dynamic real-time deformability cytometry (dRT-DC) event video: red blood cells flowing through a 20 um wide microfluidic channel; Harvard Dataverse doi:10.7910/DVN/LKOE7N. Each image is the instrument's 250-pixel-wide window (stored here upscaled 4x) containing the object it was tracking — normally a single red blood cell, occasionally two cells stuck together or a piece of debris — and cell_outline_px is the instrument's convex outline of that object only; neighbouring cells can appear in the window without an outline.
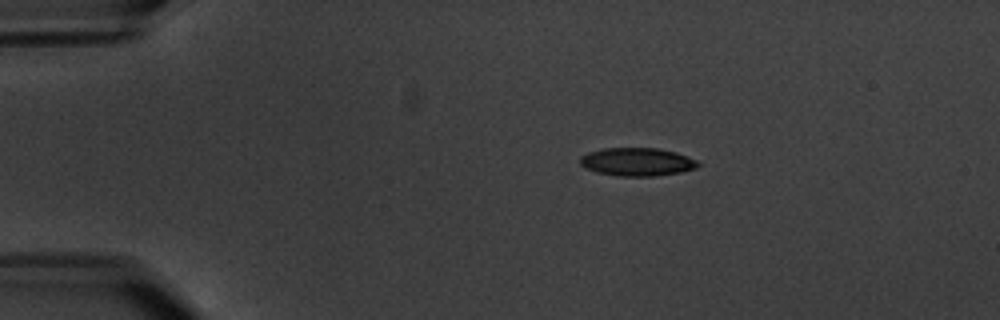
{"species": "common noctule bat (a hibernating species)", "species_latin": "Nyctalus noctula", "temperature_condition": "warm", "stored_images_in_passage": 3, "camera_frame_rate_fps": 3000, "um_per_image_px": 0.085, "animal": {"sex": "male", "body_mass_g": 20.1, "forearm_length_mm": 53.5}, "frame": {"image": 1, "passage_image": 2, "time_ms": 1.333, "image_size_px": [1000, 320], "cell_outline_px": [[700, 164], [696, 168], [680, 172], [656, 176], [616, 176], [596, 172], [584, 168], [580, 164], [580, 156], [588, 152], [604, 148], [656, 148], [676, 152], [696, 160]], "centroid_in_image_um": [54.12, 13.76], "position_along_channel_um": 30.9, "area_um2": 19.42}}